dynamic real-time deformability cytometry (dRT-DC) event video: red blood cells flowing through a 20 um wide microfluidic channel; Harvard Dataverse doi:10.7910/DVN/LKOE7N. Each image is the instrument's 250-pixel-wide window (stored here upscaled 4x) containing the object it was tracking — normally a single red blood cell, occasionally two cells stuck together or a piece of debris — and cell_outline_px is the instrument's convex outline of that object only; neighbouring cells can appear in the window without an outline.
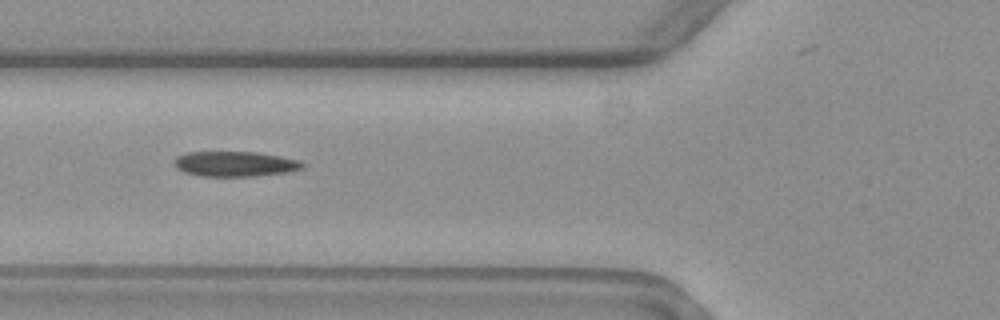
{"species": "common noctule bat (a hibernating species)", "species_latin": "Nyctalus noctula", "temperature_condition": "warm", "stored_images_in_passage": 6, "camera_frame_rate_fps": 3000, "um_per_image_px": 0.085, "animal": {"sex": "female", "body_mass_g": 19.3, "forearm_length_mm": 54.1}, "frame": {"image": 1, "passage_image": 2, "time_ms": 1.333, "image_size_px": [1000, 320], "cell_outline_px": [[304, 168], [288, 172], [252, 176], [200, 176], [184, 172], [176, 168], [172, 164], [172, 160], [176, 156], [188, 152], [256, 152], [280, 156], [300, 160], [304, 164]], "centroid_in_image_um": [19.94, 13.93], "position_along_channel_um": 105.9, "area_um2": 18.96}}
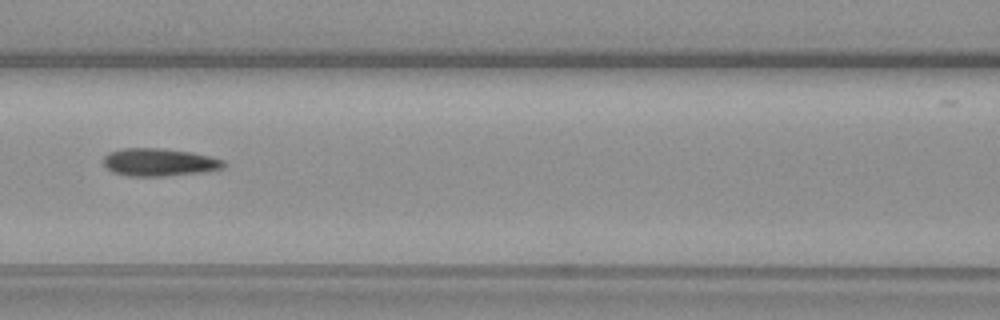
{"frame": {"image": 2, "passage_image": 3, "time_ms": 2.667, "image_size_px": [1000, 320], "cell_outline_px": [[228, 164], [224, 168], [204, 172], [164, 176], [128, 176], [112, 172], [104, 164], [104, 156], [108, 152], [120, 148], [160, 148], [192, 152], [212, 156], [224, 160]], "centroid_in_image_um": [13.57, 13.78], "position_along_channel_um": 153.0, "area_um2": 19.71}}
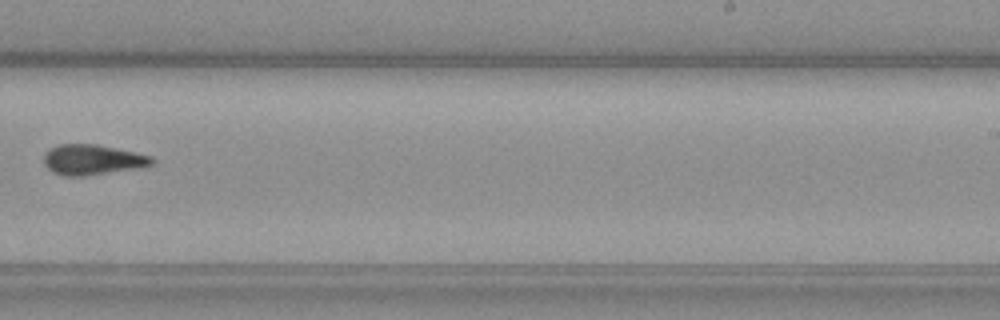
{"frame": {"image": 3, "passage_image": 6, "time_ms": 6.333, "image_size_px": [1000, 320], "cell_outline_px": [[152, 164], [136, 168], [84, 176], [64, 176], [52, 172], [44, 164], [44, 152], [48, 148], [56, 144], [96, 144], [152, 156]], "centroid_in_image_um": [7.77, 13.57], "position_along_channel_um": 281.2, "area_um2": 18.96}}